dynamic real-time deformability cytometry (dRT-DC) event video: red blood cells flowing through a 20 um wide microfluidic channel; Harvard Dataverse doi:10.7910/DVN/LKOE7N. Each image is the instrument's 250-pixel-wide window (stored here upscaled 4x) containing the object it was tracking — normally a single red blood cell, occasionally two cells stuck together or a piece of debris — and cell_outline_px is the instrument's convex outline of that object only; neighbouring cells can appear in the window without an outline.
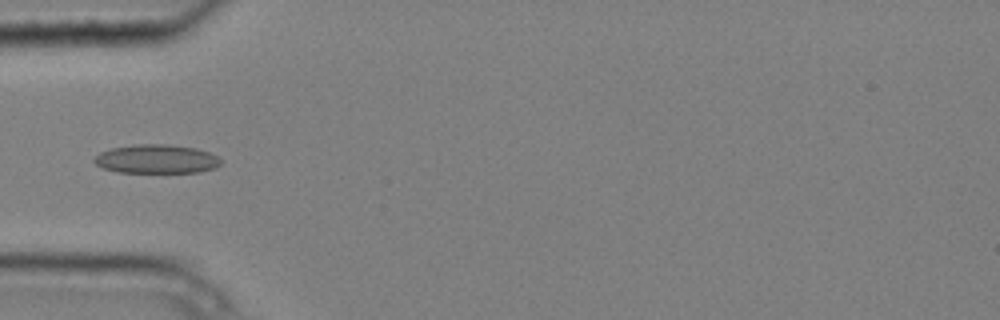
{"species": "common noctule bat (a hibernating species)", "species_latin": "Nyctalus noctula", "temperature_condition": "cold", "stored_images_in_passage": 5, "camera_frame_rate_fps": 3000, "um_per_image_px": 0.085, "animal": {"sex": "male", "body_mass_g": 20.4}, "frame": {"image": 1, "passage_image": 5, "time_ms": 1.333, "image_size_px": [1000, 320], "cell_outline_px": [[220, 164], [216, 168], [200, 172], [116, 172], [104, 168], [96, 164], [92, 160], [100, 152], [112, 148], [136, 144], [164, 144], [196, 148], [208, 152], [216, 156], [220, 160]], "centroid_in_image_um": [13.29, 13.52], "position_along_channel_um": 71.7, "area_um2": 21.15}}